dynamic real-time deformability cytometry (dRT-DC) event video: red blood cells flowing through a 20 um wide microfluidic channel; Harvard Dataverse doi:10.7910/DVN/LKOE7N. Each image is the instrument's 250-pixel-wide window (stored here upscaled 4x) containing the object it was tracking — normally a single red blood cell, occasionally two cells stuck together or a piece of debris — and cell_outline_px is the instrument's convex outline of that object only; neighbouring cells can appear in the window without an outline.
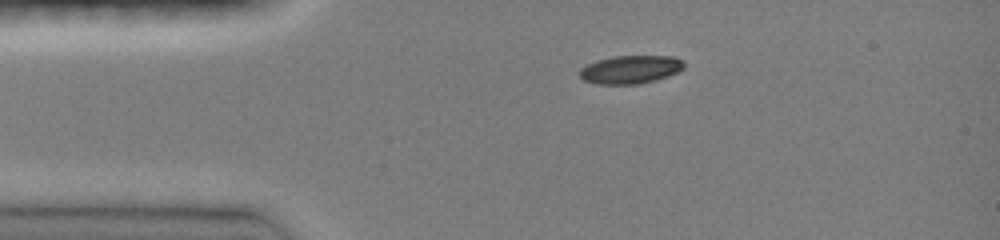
{"species": "common noctule bat (a hibernating species)", "species_latin": "Nyctalus noctula", "temperature_condition": "room temperature", "stored_images_in_passage": 39, "camera_frame_rate_fps": 3000, "um_per_image_px": 0.085, "animal": {"sex": "female", "body_mass_g": 19.0, "forearm_length_mm": 51.5}, "frame": {"image": 1, "passage_image": 1, "time_ms": 0.0, "image_size_px": [1000, 240], "cell_outline_px": [[684, 68], [668, 76], [656, 80], [640, 84], [596, 84], [584, 80], [576, 72], [580, 68], [596, 60], [612, 56], [672, 56], [684, 60]], "centroid_in_image_um": [53.56, 5.91], "position_along_channel_um": 31.4, "area_um2": 17.34}}
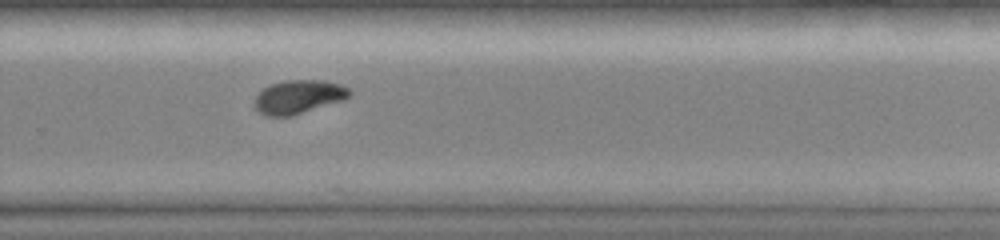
{"frame": {"image": 2, "passage_image": 24, "time_ms": 7.667, "image_size_px": [1000, 240], "cell_outline_px": [[352, 92], [344, 100], [292, 116], [268, 116], [260, 112], [256, 108], [256, 96], [264, 88], [272, 84], [288, 80], [324, 80], [340, 84], [348, 88]], "centroid_in_image_um": [25.42, 8.23], "position_along_channel_um": 304.4, "area_um2": 18.38}}
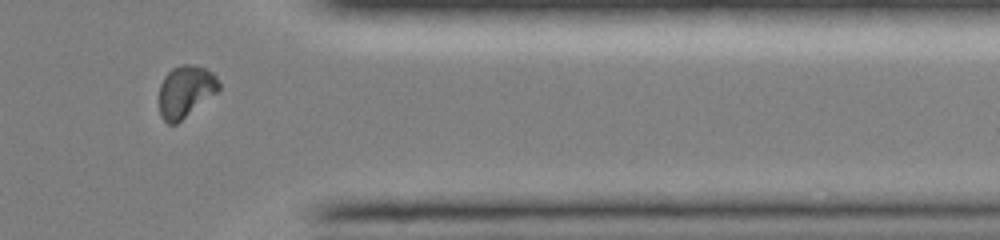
{"frame": {"image": 3, "passage_image": 31, "time_ms": 10.0, "image_size_px": [1000, 240], "cell_outline_px": [[220, 88], [216, 92], [176, 124], [168, 124], [160, 116], [160, 84], [164, 76], [172, 68], [180, 64], [192, 64], [204, 68], [212, 72], [216, 76], [220, 84]], "centroid_in_image_um": [15.76, 7.74], "position_along_channel_um": 395.6, "area_um2": 17.86}, "authors_computed_cell_mechanics": {"area_um2": 18.496, "velocity_mm_per_s": 4.0228, "shape_relaxation_time_tau1_ms": 2.9274, "shape_relaxation_time_tau2_ms": 3.2317, "deformation_change_tau1": 0.1654, "deformation_change_tau2": 0.052}}